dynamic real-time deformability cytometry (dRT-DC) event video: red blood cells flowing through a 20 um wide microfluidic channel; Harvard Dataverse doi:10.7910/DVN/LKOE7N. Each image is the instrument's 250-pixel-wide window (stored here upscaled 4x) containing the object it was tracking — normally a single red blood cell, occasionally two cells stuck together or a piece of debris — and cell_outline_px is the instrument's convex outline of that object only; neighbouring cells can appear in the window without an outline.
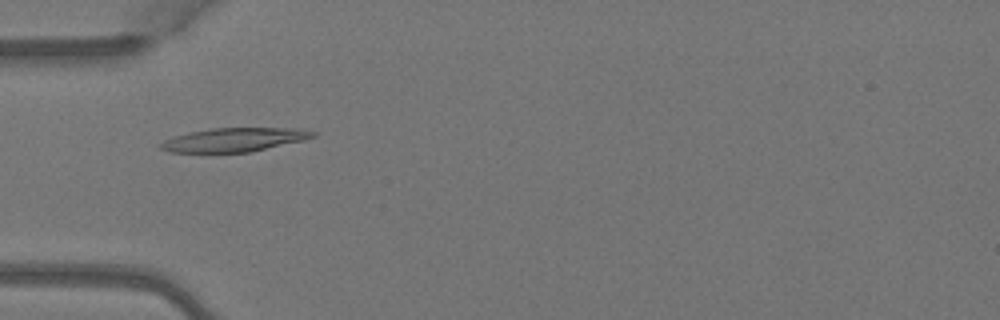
{"species": "Egyptian fruit bat (a non-hibernating species)", "species_latin": "Rousettus aegyptiacus", "temperature_condition": "warm", "stored_images_in_passage": 5, "camera_frame_rate_fps": 3000, "um_per_image_px": 0.085, "animal": {"sex": "female"}, "frame": {"image": 1, "passage_image": 4, "time_ms": 1.0, "image_size_px": [1000, 320], "cell_outline_px": [[316, 136], [304, 140], [252, 152], [172, 152], [160, 148], [160, 144], [164, 140], [172, 136], [212, 128], [300, 128], [316, 132]], "centroid_in_image_um": [19.95, 11.87], "position_along_channel_um": 65.0, "area_um2": 21.04}}
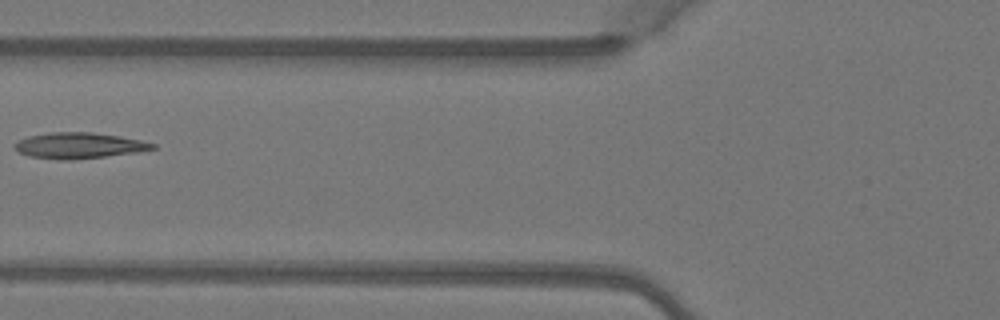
{"frame": {"image": 2, "passage_image": 5, "time_ms": 1.333, "image_size_px": [1000, 320], "cell_outline_px": [[156, 148], [140, 152], [68, 160], [60, 160], [28, 156], [20, 152], [12, 144], [28, 136], [52, 132], [92, 132], [120, 136], [140, 140], [156, 144]], "centroid_in_image_um": [6.73, 12.37], "position_along_channel_um": 119.1, "area_um2": 20.69}}